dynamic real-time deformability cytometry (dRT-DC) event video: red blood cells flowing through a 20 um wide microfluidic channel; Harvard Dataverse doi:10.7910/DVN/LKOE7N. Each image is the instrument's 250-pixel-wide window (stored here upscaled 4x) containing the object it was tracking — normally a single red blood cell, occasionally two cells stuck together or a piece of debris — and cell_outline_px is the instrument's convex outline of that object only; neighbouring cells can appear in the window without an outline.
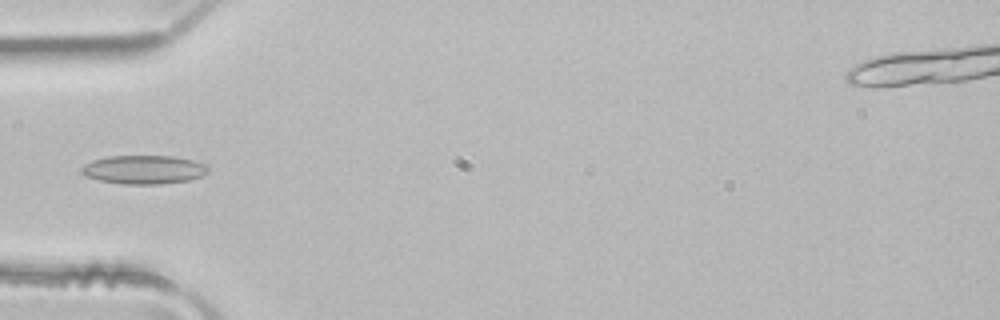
{"species": "common noctule bat (a hibernating species)", "species_latin": "Nyctalus noctula", "temperature_condition": "room temperature", "stored_images_in_passage": 4, "camera_frame_rate_fps": 3000, "um_per_image_px": 0.085, "animal": {"sex": "male", "body_mass_g": 21.5, "forearm_length_mm": 52.0}, "frame": {"image": 1, "passage_image": 4, "time_ms": 1.0, "image_size_px": [1000, 320], "cell_outline_px": [[208, 172], [200, 176], [188, 180], [160, 184], [124, 184], [100, 180], [84, 176], [80, 172], [80, 168], [84, 164], [92, 160], [108, 156], [176, 156], [192, 160], [204, 164], [208, 168]], "centroid_in_image_um": [12.18, 14.41], "position_along_channel_um": 72.8, "area_um2": 21.15}}